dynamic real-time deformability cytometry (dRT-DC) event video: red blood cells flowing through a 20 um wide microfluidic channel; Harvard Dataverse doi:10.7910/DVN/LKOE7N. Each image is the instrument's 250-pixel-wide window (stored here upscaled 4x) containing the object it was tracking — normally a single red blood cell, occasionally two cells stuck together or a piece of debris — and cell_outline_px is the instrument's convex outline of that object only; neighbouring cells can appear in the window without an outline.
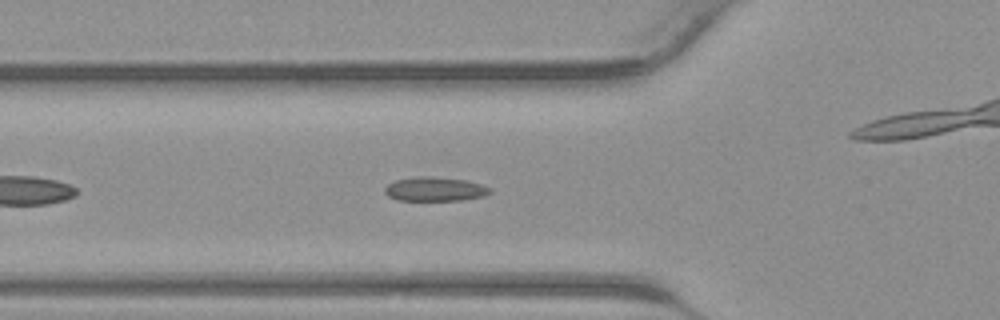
{"species": "common noctule bat (a hibernating species)", "species_latin": "Nyctalus noctula", "temperature_condition": "warm", "stored_images_in_passage": 34, "camera_frame_rate_fps": 3000, "um_per_image_px": 0.085, "animal": {"sex": "male", "body_mass_g": 23.1, "forearm_length_mm": 52.7}, "frame": {"image": 1, "passage_image": 6, "time_ms": 1.667, "image_size_px": [1000, 320], "cell_outline_px": [[492, 192], [484, 196], [464, 200], [396, 200], [388, 196], [384, 192], [384, 188], [388, 184], [396, 180], [416, 176], [432, 176], [468, 180], [492, 188]], "centroid_in_image_um": [36.98, 16.07], "position_along_channel_um": 88.8, "area_um2": 14.97}}